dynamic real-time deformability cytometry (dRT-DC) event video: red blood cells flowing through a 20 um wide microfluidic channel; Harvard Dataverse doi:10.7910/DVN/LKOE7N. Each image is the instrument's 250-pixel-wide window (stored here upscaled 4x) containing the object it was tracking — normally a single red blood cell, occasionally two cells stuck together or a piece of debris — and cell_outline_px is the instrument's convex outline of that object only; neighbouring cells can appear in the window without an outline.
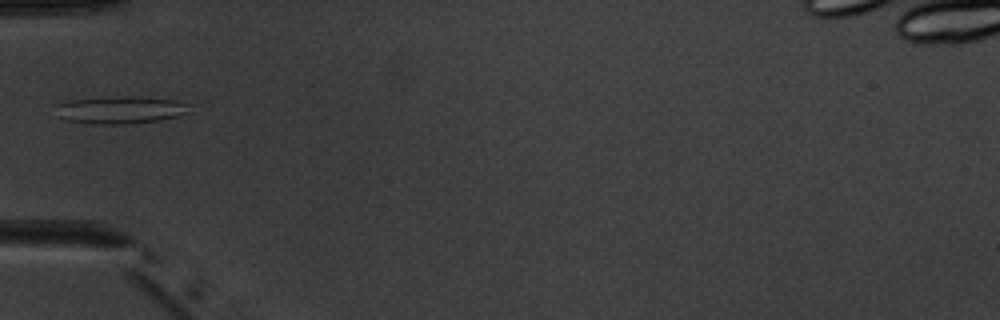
{"species": "common noctule bat (a hibernating species)", "species_latin": "Nyctalus noctula", "temperature_condition": "warm", "stored_images_in_passage": 6, "camera_frame_rate_fps": 3000, "um_per_image_px": 0.085, "animal": {"sex": "male", "body_mass_g": 20.1, "forearm_length_mm": 53.5}, "frame": {"image": 1, "passage_image": 5, "time_ms": 4.667, "image_size_px": [1000, 320], "cell_outline_px": [[192, 112], [180, 116], [160, 120], [124, 124], [92, 124], [68, 120], [60, 116], [52, 104], [72, 100], [124, 96], [140, 96], [176, 100], [188, 104]], "centroid_in_image_um": [10.29, 9.34], "position_along_channel_um": 74.7, "area_um2": 21.56}}